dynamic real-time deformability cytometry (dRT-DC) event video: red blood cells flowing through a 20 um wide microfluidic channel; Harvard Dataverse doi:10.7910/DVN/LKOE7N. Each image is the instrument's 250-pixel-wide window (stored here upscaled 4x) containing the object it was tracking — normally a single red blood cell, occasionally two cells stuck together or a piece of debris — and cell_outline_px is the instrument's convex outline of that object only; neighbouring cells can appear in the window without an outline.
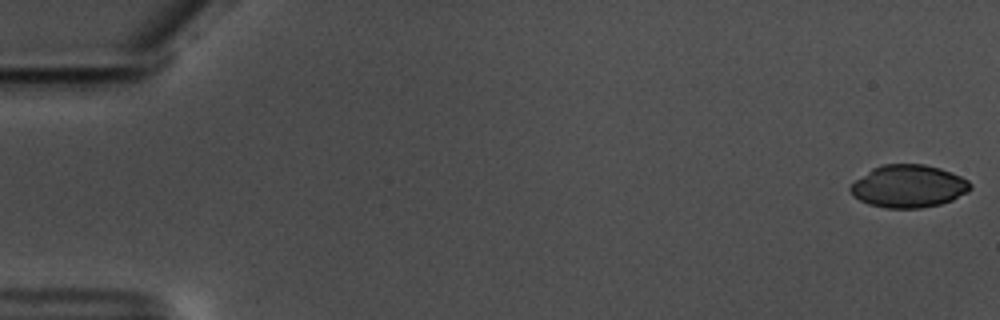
{"species": "common noctule bat (a hibernating species)", "species_latin": "Nyctalus noctula", "temperature_condition": "warm", "stored_images_in_passage": 58, "camera_frame_rate_fps": 3000, "um_per_image_px": 0.085, "animal": {"sex": "male", "body_mass_g": 17.5, "forearm_length_mm": 52.3}, "frame": {"image": 1, "passage_image": 1, "time_ms": 0.0, "image_size_px": [1000, 320], "cell_outline_px": [[972, 188], [968, 192], [952, 200], [940, 204], [920, 208], [888, 208], [868, 204], [852, 196], [848, 188], [856, 180], [872, 168], [884, 164], [924, 164], [940, 168], [960, 176], [968, 180], [972, 184]], "centroid_in_image_um": [77.23, 15.83], "position_along_channel_um": 7.8, "area_um2": 29.82}}
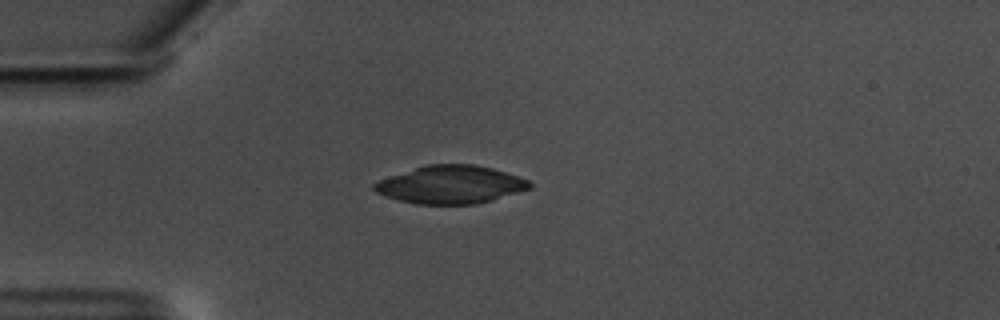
{"frame": {"image": 2, "passage_image": 16, "time_ms": 5.0, "image_size_px": [1000, 320], "cell_outline_px": [[532, 188], [492, 200], [476, 204], [416, 204], [400, 200], [376, 192], [372, 188], [372, 184], [380, 180], [424, 164], [476, 164], [492, 168], [528, 180], [532, 184]], "centroid_in_image_um": [38.31, 15.69], "position_along_channel_um": 46.7, "area_um2": 34.16}}
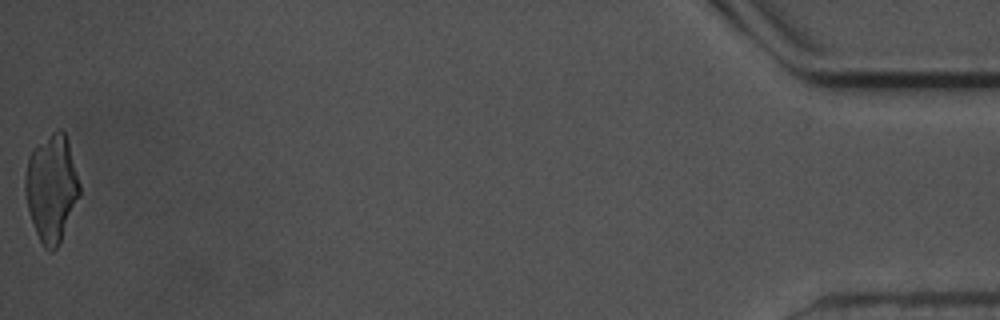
{"frame": {"image": 3, "passage_image": 58, "time_ms": 19.0, "image_size_px": [1000, 320], "cell_outline_px": [[80, 196], [60, 244], [52, 252], [48, 252], [44, 248], [36, 232], [28, 208], [24, 192], [24, 176], [28, 156], [32, 148], [52, 132], [60, 128], [64, 132], [68, 144], [80, 184]], "centroid_in_image_um": [4.37, 16.01], "position_along_channel_um": 430.8, "area_um2": 34.1}}